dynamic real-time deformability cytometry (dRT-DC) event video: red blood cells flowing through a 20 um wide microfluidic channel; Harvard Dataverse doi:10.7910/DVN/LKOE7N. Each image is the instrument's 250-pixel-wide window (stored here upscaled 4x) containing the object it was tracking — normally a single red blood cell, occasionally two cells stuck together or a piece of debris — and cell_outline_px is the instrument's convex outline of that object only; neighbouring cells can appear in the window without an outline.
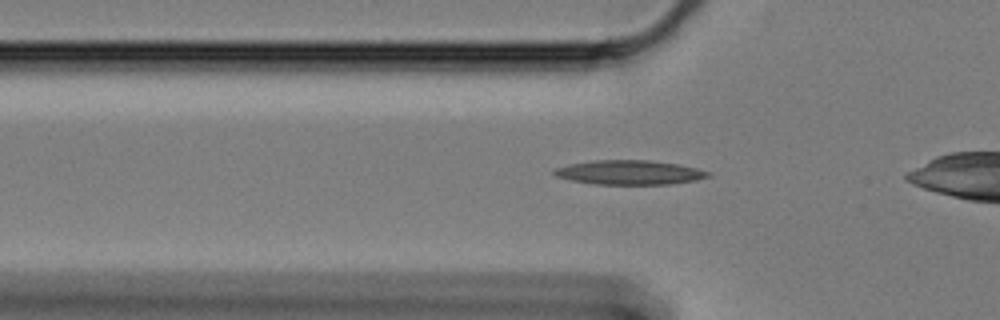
{"species": "Egyptian fruit bat (a non-hibernating species)", "species_latin": "Rousettus aegyptiacus", "temperature_condition": "cold", "stored_images_in_passage": 37, "camera_frame_rate_fps": 3000, "um_per_image_px": 0.085, "animal": {"sex": "female"}, "frame": {"image": 1, "passage_image": 7, "time_ms": 2.0, "image_size_px": [1000, 320], "cell_outline_px": [[712, 176], [696, 180], [672, 184], [592, 184], [572, 180], [556, 176], [552, 172], [556, 168], [568, 164], [592, 160], [652, 160], [676, 164], [696, 168], [708, 172]], "centroid_in_image_um": [53.49, 14.65], "position_along_channel_um": 72.3, "area_um2": 21.79}}
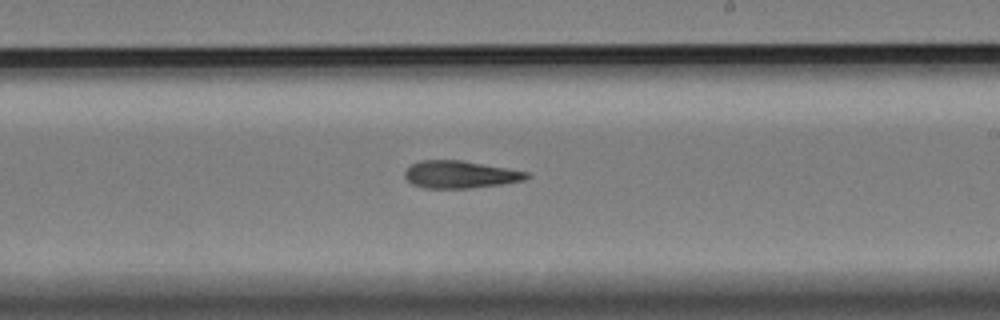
{"frame": {"image": 2, "passage_image": 23, "time_ms": 7.333, "image_size_px": [1000, 320], "cell_outline_px": [[532, 176], [524, 180], [504, 184], [472, 188], [424, 188], [412, 184], [404, 176], [404, 172], [412, 164], [420, 160], [460, 160], [528, 172]], "centroid_in_image_um": [39.12, 14.84], "position_along_channel_um": 249.9, "area_um2": 19.42}}
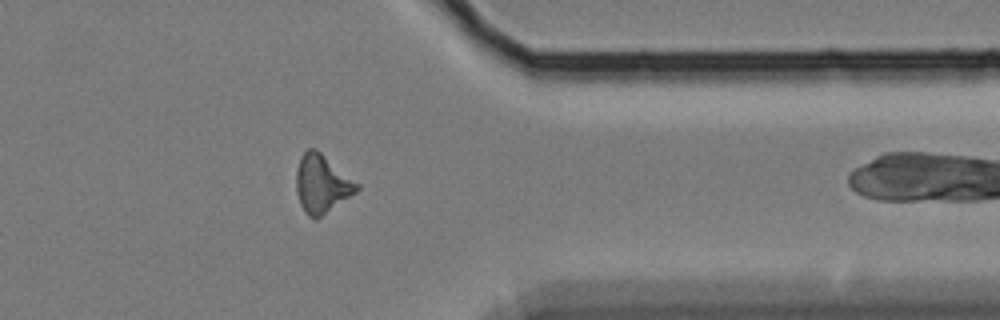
{"frame": {"image": 3, "passage_image": 36, "time_ms": 11.667, "image_size_px": [1000, 320], "cell_outline_px": [[360, 188], [356, 192], [316, 220], [308, 216], [304, 212], [300, 204], [296, 192], [296, 172], [300, 156], [308, 148], [316, 148], [360, 184]], "centroid_in_image_um": [27.34, 15.62], "position_along_channel_um": 384.1, "area_um2": 20.69}}